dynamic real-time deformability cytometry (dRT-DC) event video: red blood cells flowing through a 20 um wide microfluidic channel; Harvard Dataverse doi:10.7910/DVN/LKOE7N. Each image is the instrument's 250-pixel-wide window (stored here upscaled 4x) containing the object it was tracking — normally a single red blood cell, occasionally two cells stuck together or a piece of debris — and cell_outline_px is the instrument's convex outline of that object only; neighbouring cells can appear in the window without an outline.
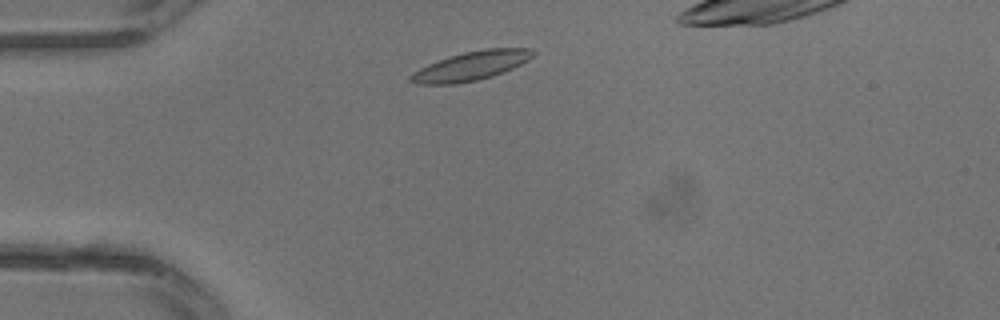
{"species": "common noctule bat (a hibernating species)", "species_latin": "Nyctalus noctula", "temperature_condition": "warm", "stored_images_in_passage": 25, "camera_frame_rate_fps": 3000, "um_per_image_px": 0.085, "animal": {"sex": "male", "body_mass_g": 13.3}, "frame": {"image": 1, "passage_image": 3, "time_ms": 0.667, "image_size_px": [1000, 320], "cell_outline_px": [[536, 52], [528, 60], [504, 72], [492, 76], [476, 80], [456, 84], [416, 84], [408, 80], [408, 76], [412, 72], [428, 64], [464, 52], [488, 48], [532, 48]], "centroid_in_image_um": [40.03, 5.61], "position_along_channel_um": 45.0, "area_um2": 20.52}}
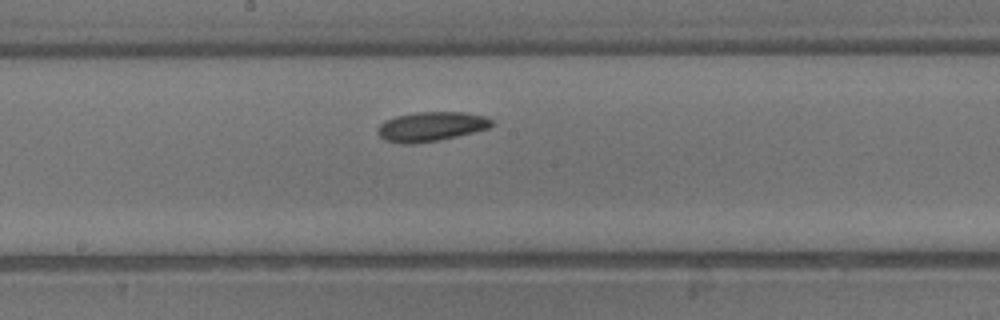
{"frame": {"image": 2, "passage_image": 12, "time_ms": 3.667, "image_size_px": [1000, 320], "cell_outline_px": [[492, 124], [488, 128], [476, 132], [440, 140], [412, 144], [400, 144], [384, 140], [376, 132], [376, 128], [384, 120], [396, 116], [412, 112], [464, 112], [488, 116], [492, 120]], "centroid_in_image_um": [36.62, 10.76], "position_along_channel_um": 211.6, "area_um2": 19.94}}
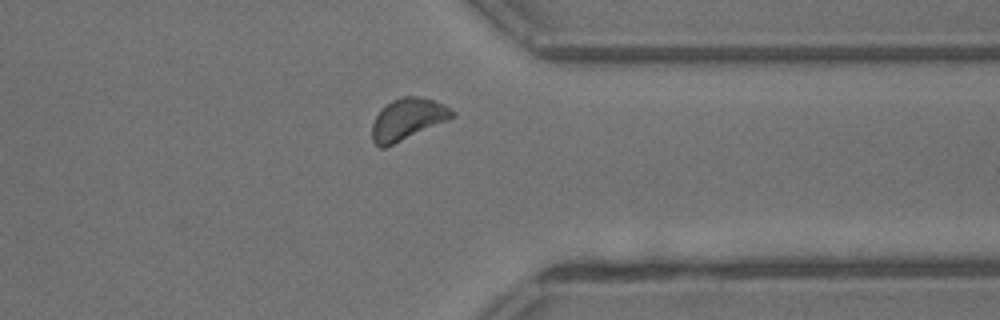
{"frame": {"image": 3, "passage_image": 20, "time_ms": 6.333, "image_size_px": [1000, 320], "cell_outline_px": [[456, 116], [448, 120], [384, 148], [380, 148], [372, 140], [372, 124], [376, 116], [392, 100], [404, 96], [416, 96], [432, 100], [444, 104], [456, 112]], "centroid_in_image_um": [34.66, 10.13], "position_along_channel_um": 376.7, "area_um2": 19.07}}